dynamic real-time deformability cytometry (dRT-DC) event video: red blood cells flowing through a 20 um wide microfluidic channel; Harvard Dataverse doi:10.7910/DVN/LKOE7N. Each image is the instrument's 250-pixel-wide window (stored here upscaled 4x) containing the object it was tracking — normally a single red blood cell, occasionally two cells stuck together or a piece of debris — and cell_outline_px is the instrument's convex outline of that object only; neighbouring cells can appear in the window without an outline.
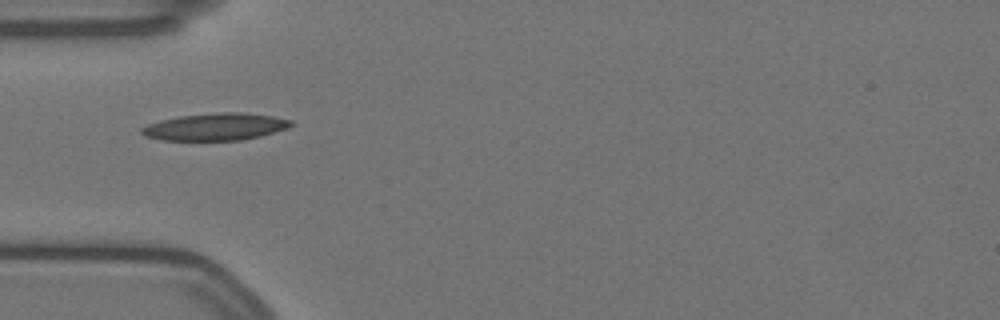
{"species": "Egyptian fruit bat (a non-hibernating species)", "species_latin": "Rousettus aegyptiacus", "temperature_condition": "warm", "stored_images_in_passage": 41, "camera_frame_rate_fps": 3000, "um_per_image_px": 0.085, "animal": {"sex": "female"}, "frame": {"image": 1, "passage_image": 1, "time_ms": 0.0, "image_size_px": [1000, 320], "cell_outline_px": [[296, 124], [288, 128], [260, 136], [240, 140], [160, 140], [144, 136], [140, 132], [140, 128], [148, 124], [160, 120], [176, 116], [216, 112], [244, 112], [272, 116], [292, 120]], "centroid_in_image_um": [18.3, 10.77], "position_along_channel_um": 66.7, "area_um2": 23.93}}
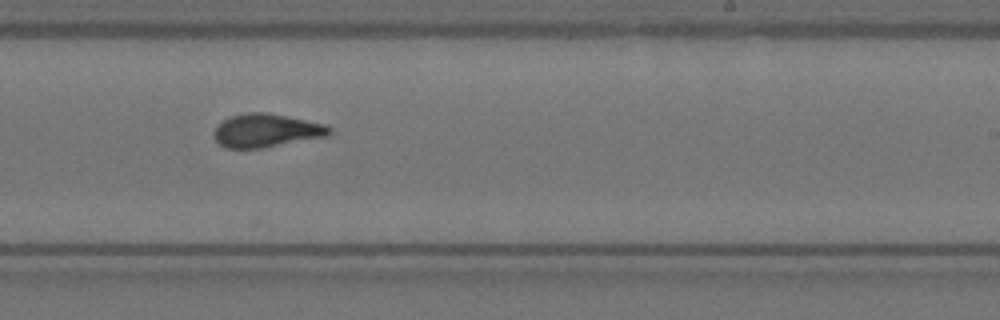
{"frame": {"image": 2, "passage_image": 18, "time_ms": 5.667, "image_size_px": [1000, 320], "cell_outline_px": [[332, 132], [328, 136], [260, 148], [224, 148], [216, 140], [212, 132], [216, 124], [232, 116], [248, 112], [264, 112], [324, 124], [332, 128]], "centroid_in_image_um": [22.6, 11.1], "position_along_channel_um": 266.4, "area_um2": 22.25}}
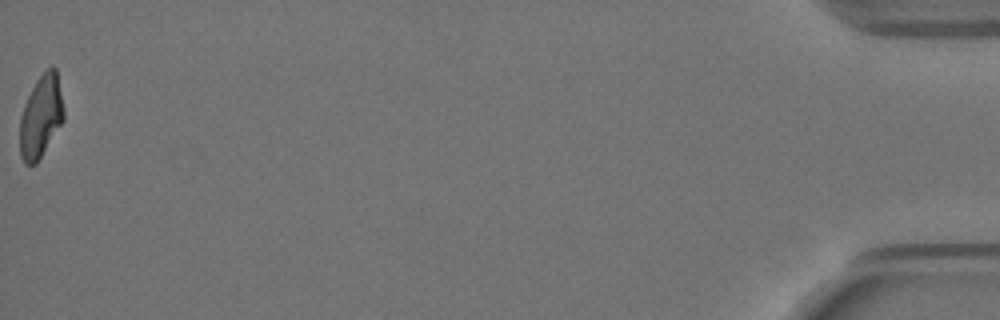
{"frame": {"image": 3, "passage_image": 41, "time_ms": 13.333, "image_size_px": [1000, 320], "cell_outline_px": [[64, 120], [36, 164], [24, 164], [20, 156], [20, 116], [24, 104], [36, 80], [52, 64], [56, 68], [64, 108]], "centroid_in_image_um": [3.48, 9.9], "position_along_channel_um": 431.7, "area_um2": 21.1}, "authors_computed_cell_mechanics": {"area_um2": 22.0218, "velocity_mm_per_s": 3.5043, "shape_relaxation_time_tau1_ms": null, "shape_relaxation_time_tau2_ms": 1.7252, "deformation_change_tau1": null, "deformation_change_tau2": 0.0917}}